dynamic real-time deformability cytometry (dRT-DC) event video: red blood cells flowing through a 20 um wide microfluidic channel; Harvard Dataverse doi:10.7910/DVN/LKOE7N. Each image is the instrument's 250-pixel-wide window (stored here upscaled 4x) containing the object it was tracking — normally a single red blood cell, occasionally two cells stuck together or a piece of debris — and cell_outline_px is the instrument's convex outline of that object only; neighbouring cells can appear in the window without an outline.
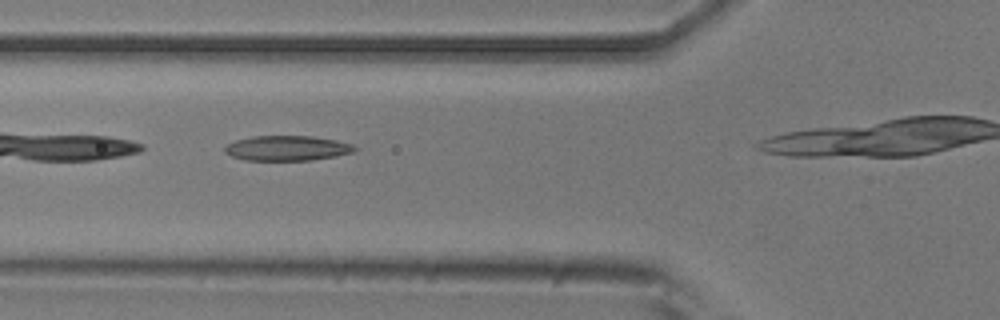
{"species": "common noctule bat (a hibernating species)", "species_latin": "Nyctalus noctula", "temperature_condition": "room temperature", "stored_images_in_passage": 7, "camera_frame_rate_fps": 3000, "um_per_image_px": 0.085, "animal": {"sex": "male", "body_mass_g": 20.5, "forearm_length_mm": 52.5}, "frame": {"image": 1, "passage_image": 3, "time_ms": 0.667, "image_size_px": [1000, 320], "cell_outline_px": [[360, 148], [352, 152], [336, 156], [312, 160], [248, 160], [232, 156], [224, 152], [224, 148], [228, 144], [236, 140], [252, 136], [312, 136], [336, 140], [352, 144]], "centroid_in_image_um": [24.43, 12.59], "position_along_channel_um": 101.4, "area_um2": 18.9}}